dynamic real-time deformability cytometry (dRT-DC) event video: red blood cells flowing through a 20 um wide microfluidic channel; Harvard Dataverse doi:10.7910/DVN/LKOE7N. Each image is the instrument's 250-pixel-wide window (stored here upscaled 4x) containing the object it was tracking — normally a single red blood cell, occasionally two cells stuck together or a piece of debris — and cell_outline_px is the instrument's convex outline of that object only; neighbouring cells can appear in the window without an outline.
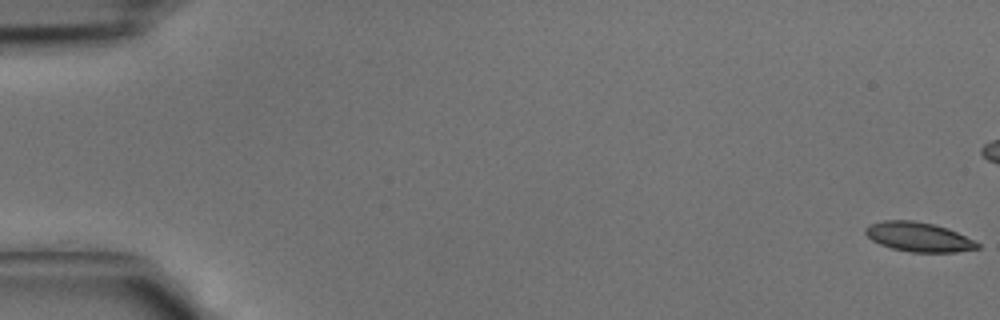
{"species": "common noctule bat (a hibernating species)", "species_latin": "Nyctalus noctula", "temperature_condition": "cold", "stored_images_in_passage": 44, "camera_frame_rate_fps": 3000, "um_per_image_px": 0.085, "animal": {"sex": "male", "body_mass_g": 15.6}, "frame": {"image": 1, "passage_image": 1, "time_ms": 0.0, "image_size_px": [1000, 320], "cell_outline_px": [[980, 248], [956, 252], [912, 252], [892, 248], [880, 244], [872, 240], [864, 232], [864, 228], [868, 224], [884, 220], [912, 220], [932, 224], [948, 228], [980, 244]], "centroid_in_image_um": [78.05, 20.13], "position_along_channel_um": 7.0, "area_um2": 19.07}}
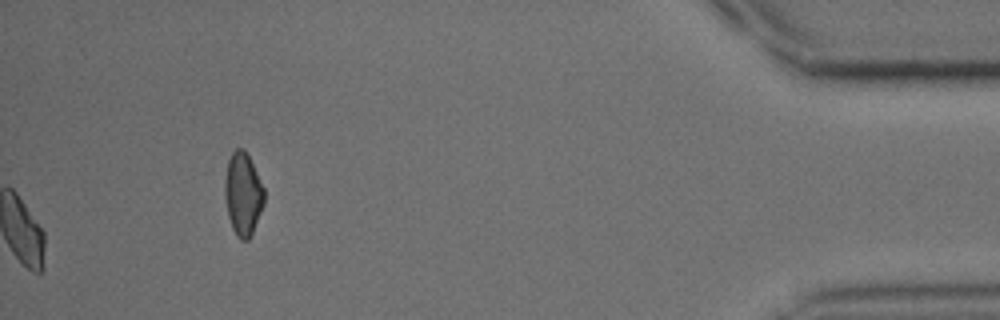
{"frame": {"image": 2, "passage_image": 44, "time_ms": 14.333, "image_size_px": [1000, 320], "cell_outline_px": [[264, 204], [252, 232], [248, 240], [240, 240], [236, 236], [232, 228], [228, 216], [224, 200], [224, 180], [228, 160], [232, 152], [236, 148], [244, 148], [264, 188]], "centroid_in_image_um": [20.62, 16.49], "position_along_channel_um": 414.6, "area_um2": 19.02}}